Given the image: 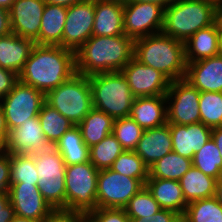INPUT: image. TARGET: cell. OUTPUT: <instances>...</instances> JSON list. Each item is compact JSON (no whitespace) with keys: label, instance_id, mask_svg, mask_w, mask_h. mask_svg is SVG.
I'll return each mask as SVG.
<instances>
[{"label":"cell","instance_id":"obj_49","mask_svg":"<svg viewBox=\"0 0 222 222\" xmlns=\"http://www.w3.org/2000/svg\"><path fill=\"white\" fill-rule=\"evenodd\" d=\"M176 0H129V2H137V3H154L161 6L163 9L170 6Z\"/></svg>","mask_w":222,"mask_h":222},{"label":"cell","instance_id":"obj_24","mask_svg":"<svg viewBox=\"0 0 222 222\" xmlns=\"http://www.w3.org/2000/svg\"><path fill=\"white\" fill-rule=\"evenodd\" d=\"M145 186L161 209L172 210L183 216L188 203L185 201L179 181L148 178Z\"/></svg>","mask_w":222,"mask_h":222},{"label":"cell","instance_id":"obj_41","mask_svg":"<svg viewBox=\"0 0 222 222\" xmlns=\"http://www.w3.org/2000/svg\"><path fill=\"white\" fill-rule=\"evenodd\" d=\"M182 216L175 211L160 209L152 216L130 218L131 222H178Z\"/></svg>","mask_w":222,"mask_h":222},{"label":"cell","instance_id":"obj_35","mask_svg":"<svg viewBox=\"0 0 222 222\" xmlns=\"http://www.w3.org/2000/svg\"><path fill=\"white\" fill-rule=\"evenodd\" d=\"M110 169L121 175L139 179L144 185L149 178V167L132 150H124L114 161Z\"/></svg>","mask_w":222,"mask_h":222},{"label":"cell","instance_id":"obj_26","mask_svg":"<svg viewBox=\"0 0 222 222\" xmlns=\"http://www.w3.org/2000/svg\"><path fill=\"white\" fill-rule=\"evenodd\" d=\"M66 16L67 7L46 3L41 19L39 45L62 47V35Z\"/></svg>","mask_w":222,"mask_h":222},{"label":"cell","instance_id":"obj_28","mask_svg":"<svg viewBox=\"0 0 222 222\" xmlns=\"http://www.w3.org/2000/svg\"><path fill=\"white\" fill-rule=\"evenodd\" d=\"M114 119L98 109L90 112L77 125L84 143L90 148L112 133Z\"/></svg>","mask_w":222,"mask_h":222},{"label":"cell","instance_id":"obj_11","mask_svg":"<svg viewBox=\"0 0 222 222\" xmlns=\"http://www.w3.org/2000/svg\"><path fill=\"white\" fill-rule=\"evenodd\" d=\"M165 96L168 124L190 125L200 122V92L185 78L172 81Z\"/></svg>","mask_w":222,"mask_h":222},{"label":"cell","instance_id":"obj_46","mask_svg":"<svg viewBox=\"0 0 222 222\" xmlns=\"http://www.w3.org/2000/svg\"><path fill=\"white\" fill-rule=\"evenodd\" d=\"M8 127L4 116L3 109L0 105V154L6 152V144L8 138Z\"/></svg>","mask_w":222,"mask_h":222},{"label":"cell","instance_id":"obj_14","mask_svg":"<svg viewBox=\"0 0 222 222\" xmlns=\"http://www.w3.org/2000/svg\"><path fill=\"white\" fill-rule=\"evenodd\" d=\"M135 98L166 95L171 81L160 71L134 57L121 70Z\"/></svg>","mask_w":222,"mask_h":222},{"label":"cell","instance_id":"obj_58","mask_svg":"<svg viewBox=\"0 0 222 222\" xmlns=\"http://www.w3.org/2000/svg\"><path fill=\"white\" fill-rule=\"evenodd\" d=\"M178 222H187V221L183 217H181Z\"/></svg>","mask_w":222,"mask_h":222},{"label":"cell","instance_id":"obj_45","mask_svg":"<svg viewBox=\"0 0 222 222\" xmlns=\"http://www.w3.org/2000/svg\"><path fill=\"white\" fill-rule=\"evenodd\" d=\"M87 216L79 213L55 211L45 222H85Z\"/></svg>","mask_w":222,"mask_h":222},{"label":"cell","instance_id":"obj_19","mask_svg":"<svg viewBox=\"0 0 222 222\" xmlns=\"http://www.w3.org/2000/svg\"><path fill=\"white\" fill-rule=\"evenodd\" d=\"M185 79L199 92H222V56L187 63Z\"/></svg>","mask_w":222,"mask_h":222},{"label":"cell","instance_id":"obj_30","mask_svg":"<svg viewBox=\"0 0 222 222\" xmlns=\"http://www.w3.org/2000/svg\"><path fill=\"white\" fill-rule=\"evenodd\" d=\"M38 119L45 138L51 146H55L60 138L74 125L55 108L43 103Z\"/></svg>","mask_w":222,"mask_h":222},{"label":"cell","instance_id":"obj_51","mask_svg":"<svg viewBox=\"0 0 222 222\" xmlns=\"http://www.w3.org/2000/svg\"><path fill=\"white\" fill-rule=\"evenodd\" d=\"M215 23L217 28L222 31V2L216 3L215 9Z\"/></svg>","mask_w":222,"mask_h":222},{"label":"cell","instance_id":"obj_37","mask_svg":"<svg viewBox=\"0 0 222 222\" xmlns=\"http://www.w3.org/2000/svg\"><path fill=\"white\" fill-rule=\"evenodd\" d=\"M11 183L38 184L39 177L32 154H10Z\"/></svg>","mask_w":222,"mask_h":222},{"label":"cell","instance_id":"obj_5","mask_svg":"<svg viewBox=\"0 0 222 222\" xmlns=\"http://www.w3.org/2000/svg\"><path fill=\"white\" fill-rule=\"evenodd\" d=\"M88 78L93 108L114 120L129 116L135 97L121 71L99 73Z\"/></svg>","mask_w":222,"mask_h":222},{"label":"cell","instance_id":"obj_36","mask_svg":"<svg viewBox=\"0 0 222 222\" xmlns=\"http://www.w3.org/2000/svg\"><path fill=\"white\" fill-rule=\"evenodd\" d=\"M199 112L205 126L222 127V92H200Z\"/></svg>","mask_w":222,"mask_h":222},{"label":"cell","instance_id":"obj_54","mask_svg":"<svg viewBox=\"0 0 222 222\" xmlns=\"http://www.w3.org/2000/svg\"><path fill=\"white\" fill-rule=\"evenodd\" d=\"M11 222H36V221L15 215L14 218L11 220Z\"/></svg>","mask_w":222,"mask_h":222},{"label":"cell","instance_id":"obj_6","mask_svg":"<svg viewBox=\"0 0 222 222\" xmlns=\"http://www.w3.org/2000/svg\"><path fill=\"white\" fill-rule=\"evenodd\" d=\"M45 102L73 125H78L93 108L88 76L75 73L69 80L48 91Z\"/></svg>","mask_w":222,"mask_h":222},{"label":"cell","instance_id":"obj_39","mask_svg":"<svg viewBox=\"0 0 222 222\" xmlns=\"http://www.w3.org/2000/svg\"><path fill=\"white\" fill-rule=\"evenodd\" d=\"M160 206L153 198L151 192L144 185L124 207L125 212L130 218H141L152 216L160 210Z\"/></svg>","mask_w":222,"mask_h":222},{"label":"cell","instance_id":"obj_48","mask_svg":"<svg viewBox=\"0 0 222 222\" xmlns=\"http://www.w3.org/2000/svg\"><path fill=\"white\" fill-rule=\"evenodd\" d=\"M211 138L215 142L222 157V127L212 128Z\"/></svg>","mask_w":222,"mask_h":222},{"label":"cell","instance_id":"obj_22","mask_svg":"<svg viewBox=\"0 0 222 222\" xmlns=\"http://www.w3.org/2000/svg\"><path fill=\"white\" fill-rule=\"evenodd\" d=\"M123 7L120 2L95 0V16L92 35L118 36L124 33Z\"/></svg>","mask_w":222,"mask_h":222},{"label":"cell","instance_id":"obj_9","mask_svg":"<svg viewBox=\"0 0 222 222\" xmlns=\"http://www.w3.org/2000/svg\"><path fill=\"white\" fill-rule=\"evenodd\" d=\"M44 102L45 94L42 91L18 81L0 100L8 131L37 117Z\"/></svg>","mask_w":222,"mask_h":222},{"label":"cell","instance_id":"obj_57","mask_svg":"<svg viewBox=\"0 0 222 222\" xmlns=\"http://www.w3.org/2000/svg\"><path fill=\"white\" fill-rule=\"evenodd\" d=\"M210 1H212V2H214V3H220V2H222V0H210Z\"/></svg>","mask_w":222,"mask_h":222},{"label":"cell","instance_id":"obj_56","mask_svg":"<svg viewBox=\"0 0 222 222\" xmlns=\"http://www.w3.org/2000/svg\"><path fill=\"white\" fill-rule=\"evenodd\" d=\"M108 1L120 2L122 4L129 2V0H108Z\"/></svg>","mask_w":222,"mask_h":222},{"label":"cell","instance_id":"obj_40","mask_svg":"<svg viewBox=\"0 0 222 222\" xmlns=\"http://www.w3.org/2000/svg\"><path fill=\"white\" fill-rule=\"evenodd\" d=\"M89 222H131L124 209L96 208L87 215Z\"/></svg>","mask_w":222,"mask_h":222},{"label":"cell","instance_id":"obj_23","mask_svg":"<svg viewBox=\"0 0 222 222\" xmlns=\"http://www.w3.org/2000/svg\"><path fill=\"white\" fill-rule=\"evenodd\" d=\"M34 45L32 39L14 33L0 37V67L19 74Z\"/></svg>","mask_w":222,"mask_h":222},{"label":"cell","instance_id":"obj_42","mask_svg":"<svg viewBox=\"0 0 222 222\" xmlns=\"http://www.w3.org/2000/svg\"><path fill=\"white\" fill-rule=\"evenodd\" d=\"M11 185L10 154H0V192L9 191Z\"/></svg>","mask_w":222,"mask_h":222},{"label":"cell","instance_id":"obj_7","mask_svg":"<svg viewBox=\"0 0 222 222\" xmlns=\"http://www.w3.org/2000/svg\"><path fill=\"white\" fill-rule=\"evenodd\" d=\"M98 172L90 161L66 166L65 212L87 216L97 208Z\"/></svg>","mask_w":222,"mask_h":222},{"label":"cell","instance_id":"obj_43","mask_svg":"<svg viewBox=\"0 0 222 222\" xmlns=\"http://www.w3.org/2000/svg\"><path fill=\"white\" fill-rule=\"evenodd\" d=\"M18 81L17 73L0 67V100L13 89Z\"/></svg>","mask_w":222,"mask_h":222},{"label":"cell","instance_id":"obj_20","mask_svg":"<svg viewBox=\"0 0 222 222\" xmlns=\"http://www.w3.org/2000/svg\"><path fill=\"white\" fill-rule=\"evenodd\" d=\"M134 151L150 168L157 160L173 151L169 124L145 129Z\"/></svg>","mask_w":222,"mask_h":222},{"label":"cell","instance_id":"obj_34","mask_svg":"<svg viewBox=\"0 0 222 222\" xmlns=\"http://www.w3.org/2000/svg\"><path fill=\"white\" fill-rule=\"evenodd\" d=\"M192 163L193 167L217 180L222 176V157L212 138L194 154Z\"/></svg>","mask_w":222,"mask_h":222},{"label":"cell","instance_id":"obj_2","mask_svg":"<svg viewBox=\"0 0 222 222\" xmlns=\"http://www.w3.org/2000/svg\"><path fill=\"white\" fill-rule=\"evenodd\" d=\"M134 57V40L126 34L118 36L92 35L75 52L76 73L91 76L121 71Z\"/></svg>","mask_w":222,"mask_h":222},{"label":"cell","instance_id":"obj_52","mask_svg":"<svg viewBox=\"0 0 222 222\" xmlns=\"http://www.w3.org/2000/svg\"><path fill=\"white\" fill-rule=\"evenodd\" d=\"M215 197L222 205V176L217 180Z\"/></svg>","mask_w":222,"mask_h":222},{"label":"cell","instance_id":"obj_17","mask_svg":"<svg viewBox=\"0 0 222 222\" xmlns=\"http://www.w3.org/2000/svg\"><path fill=\"white\" fill-rule=\"evenodd\" d=\"M50 146L37 116L9 131L6 152L9 154H35L47 150Z\"/></svg>","mask_w":222,"mask_h":222},{"label":"cell","instance_id":"obj_47","mask_svg":"<svg viewBox=\"0 0 222 222\" xmlns=\"http://www.w3.org/2000/svg\"><path fill=\"white\" fill-rule=\"evenodd\" d=\"M12 33L9 10L0 7V37Z\"/></svg>","mask_w":222,"mask_h":222},{"label":"cell","instance_id":"obj_27","mask_svg":"<svg viewBox=\"0 0 222 222\" xmlns=\"http://www.w3.org/2000/svg\"><path fill=\"white\" fill-rule=\"evenodd\" d=\"M179 183L187 203L214 197L216 193L217 179L193 166L181 177Z\"/></svg>","mask_w":222,"mask_h":222},{"label":"cell","instance_id":"obj_33","mask_svg":"<svg viewBox=\"0 0 222 222\" xmlns=\"http://www.w3.org/2000/svg\"><path fill=\"white\" fill-rule=\"evenodd\" d=\"M125 149L111 133L89 148L90 162L97 170L109 169Z\"/></svg>","mask_w":222,"mask_h":222},{"label":"cell","instance_id":"obj_44","mask_svg":"<svg viewBox=\"0 0 222 222\" xmlns=\"http://www.w3.org/2000/svg\"><path fill=\"white\" fill-rule=\"evenodd\" d=\"M15 211L10 203L9 192H0V222H11Z\"/></svg>","mask_w":222,"mask_h":222},{"label":"cell","instance_id":"obj_21","mask_svg":"<svg viewBox=\"0 0 222 222\" xmlns=\"http://www.w3.org/2000/svg\"><path fill=\"white\" fill-rule=\"evenodd\" d=\"M129 116L144 130L166 124V96L160 95L135 98Z\"/></svg>","mask_w":222,"mask_h":222},{"label":"cell","instance_id":"obj_31","mask_svg":"<svg viewBox=\"0 0 222 222\" xmlns=\"http://www.w3.org/2000/svg\"><path fill=\"white\" fill-rule=\"evenodd\" d=\"M193 166L192 160L175 152L166 154L149 168V178L179 181Z\"/></svg>","mask_w":222,"mask_h":222},{"label":"cell","instance_id":"obj_38","mask_svg":"<svg viewBox=\"0 0 222 222\" xmlns=\"http://www.w3.org/2000/svg\"><path fill=\"white\" fill-rule=\"evenodd\" d=\"M143 132L144 129L141 128L130 116L114 120L112 134L121 143L125 150L134 151Z\"/></svg>","mask_w":222,"mask_h":222},{"label":"cell","instance_id":"obj_29","mask_svg":"<svg viewBox=\"0 0 222 222\" xmlns=\"http://www.w3.org/2000/svg\"><path fill=\"white\" fill-rule=\"evenodd\" d=\"M54 147L62 155L66 166L90 161L89 147L84 143L77 125L70 128Z\"/></svg>","mask_w":222,"mask_h":222},{"label":"cell","instance_id":"obj_32","mask_svg":"<svg viewBox=\"0 0 222 222\" xmlns=\"http://www.w3.org/2000/svg\"><path fill=\"white\" fill-rule=\"evenodd\" d=\"M182 217L187 222H222V205L215 196L196 200L187 204Z\"/></svg>","mask_w":222,"mask_h":222},{"label":"cell","instance_id":"obj_25","mask_svg":"<svg viewBox=\"0 0 222 222\" xmlns=\"http://www.w3.org/2000/svg\"><path fill=\"white\" fill-rule=\"evenodd\" d=\"M219 32L216 23L198 30L184 42L186 62H196L219 55Z\"/></svg>","mask_w":222,"mask_h":222},{"label":"cell","instance_id":"obj_8","mask_svg":"<svg viewBox=\"0 0 222 222\" xmlns=\"http://www.w3.org/2000/svg\"><path fill=\"white\" fill-rule=\"evenodd\" d=\"M35 159L39 181L38 189L55 211L65 212L66 164L54 146L32 154Z\"/></svg>","mask_w":222,"mask_h":222},{"label":"cell","instance_id":"obj_16","mask_svg":"<svg viewBox=\"0 0 222 222\" xmlns=\"http://www.w3.org/2000/svg\"><path fill=\"white\" fill-rule=\"evenodd\" d=\"M45 5L44 0H16L9 9L12 33L32 39L39 45V32Z\"/></svg>","mask_w":222,"mask_h":222},{"label":"cell","instance_id":"obj_15","mask_svg":"<svg viewBox=\"0 0 222 222\" xmlns=\"http://www.w3.org/2000/svg\"><path fill=\"white\" fill-rule=\"evenodd\" d=\"M8 192L17 216L45 222L55 212L35 184L11 183Z\"/></svg>","mask_w":222,"mask_h":222},{"label":"cell","instance_id":"obj_10","mask_svg":"<svg viewBox=\"0 0 222 222\" xmlns=\"http://www.w3.org/2000/svg\"><path fill=\"white\" fill-rule=\"evenodd\" d=\"M144 184L136 178L109 169L99 170L97 179V208L124 209L128 201Z\"/></svg>","mask_w":222,"mask_h":222},{"label":"cell","instance_id":"obj_18","mask_svg":"<svg viewBox=\"0 0 222 222\" xmlns=\"http://www.w3.org/2000/svg\"><path fill=\"white\" fill-rule=\"evenodd\" d=\"M173 152L188 159L211 139L212 128L203 123L190 125L169 124Z\"/></svg>","mask_w":222,"mask_h":222},{"label":"cell","instance_id":"obj_4","mask_svg":"<svg viewBox=\"0 0 222 222\" xmlns=\"http://www.w3.org/2000/svg\"><path fill=\"white\" fill-rule=\"evenodd\" d=\"M216 3L210 0H176L164 9L162 33L187 41L198 30L215 23Z\"/></svg>","mask_w":222,"mask_h":222},{"label":"cell","instance_id":"obj_50","mask_svg":"<svg viewBox=\"0 0 222 222\" xmlns=\"http://www.w3.org/2000/svg\"><path fill=\"white\" fill-rule=\"evenodd\" d=\"M48 4L69 7L84 0H44Z\"/></svg>","mask_w":222,"mask_h":222},{"label":"cell","instance_id":"obj_1","mask_svg":"<svg viewBox=\"0 0 222 222\" xmlns=\"http://www.w3.org/2000/svg\"><path fill=\"white\" fill-rule=\"evenodd\" d=\"M75 73L74 51L61 46L35 44L18 76L20 82L46 94Z\"/></svg>","mask_w":222,"mask_h":222},{"label":"cell","instance_id":"obj_12","mask_svg":"<svg viewBox=\"0 0 222 222\" xmlns=\"http://www.w3.org/2000/svg\"><path fill=\"white\" fill-rule=\"evenodd\" d=\"M164 9L154 3L127 2L123 7L124 33L133 40L160 33Z\"/></svg>","mask_w":222,"mask_h":222},{"label":"cell","instance_id":"obj_13","mask_svg":"<svg viewBox=\"0 0 222 222\" xmlns=\"http://www.w3.org/2000/svg\"><path fill=\"white\" fill-rule=\"evenodd\" d=\"M95 0H84L67 8L62 47L76 52L91 36L94 27Z\"/></svg>","mask_w":222,"mask_h":222},{"label":"cell","instance_id":"obj_55","mask_svg":"<svg viewBox=\"0 0 222 222\" xmlns=\"http://www.w3.org/2000/svg\"><path fill=\"white\" fill-rule=\"evenodd\" d=\"M219 55L222 56V31L219 32Z\"/></svg>","mask_w":222,"mask_h":222},{"label":"cell","instance_id":"obj_53","mask_svg":"<svg viewBox=\"0 0 222 222\" xmlns=\"http://www.w3.org/2000/svg\"><path fill=\"white\" fill-rule=\"evenodd\" d=\"M16 0H0V7L9 10Z\"/></svg>","mask_w":222,"mask_h":222},{"label":"cell","instance_id":"obj_3","mask_svg":"<svg viewBox=\"0 0 222 222\" xmlns=\"http://www.w3.org/2000/svg\"><path fill=\"white\" fill-rule=\"evenodd\" d=\"M134 58L160 71L171 82L186 76L184 42L162 32L134 40Z\"/></svg>","mask_w":222,"mask_h":222}]
</instances>
